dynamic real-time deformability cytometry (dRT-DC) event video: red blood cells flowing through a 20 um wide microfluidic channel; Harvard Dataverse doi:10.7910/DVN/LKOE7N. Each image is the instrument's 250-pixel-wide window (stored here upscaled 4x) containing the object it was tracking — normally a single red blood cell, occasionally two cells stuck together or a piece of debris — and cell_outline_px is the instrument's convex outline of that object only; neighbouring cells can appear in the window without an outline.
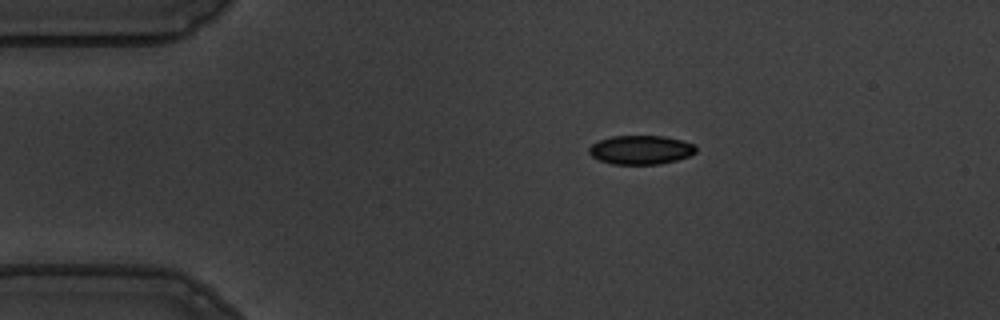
{"species": "common noctule bat (a hibernating species)", "species_latin": "Nyctalus noctula", "temperature_condition": "warm", "stored_images_in_passage": 46, "camera_frame_rate_fps": 3000, "um_per_image_px": 0.085, "animal": {"sex": "male", "body_mass_g": 19.5, "forearm_length_mm": 54.6}, "frame": {"image": 1, "passage_image": 1, "time_ms": 0.0, "image_size_px": [1000, 320], "cell_outline_px": [[696, 152], [688, 156], [676, 160], [660, 164], [612, 164], [600, 160], [592, 156], [588, 152], [588, 148], [592, 144], [600, 140], [612, 136], [664, 136], [680, 140], [692, 144], [696, 148]], "centroid_in_image_um": [54.44, 12.74], "position_along_channel_um": 30.6, "area_um2": 17.86}}
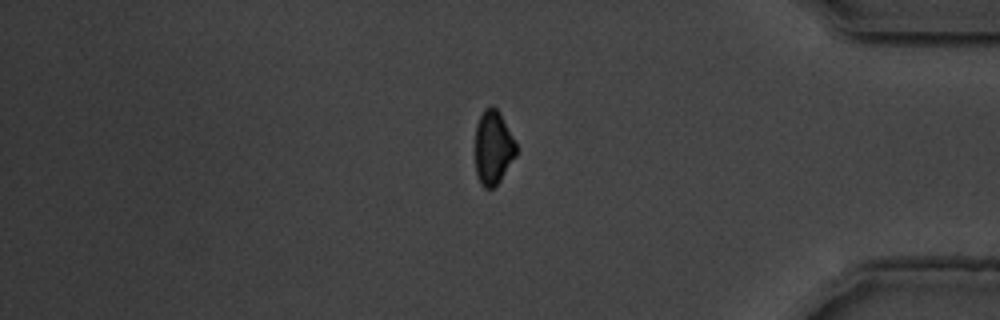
{"frame": {"image": 2, "passage_image": 37, "time_ms": 12.0, "image_size_px": [1000, 320], "cell_outline_px": [[516, 156], [500, 180], [492, 188], [484, 188], [480, 184], [476, 172], [476, 124], [484, 108], [492, 104], [500, 112], [516, 144]], "centroid_in_image_um": [41.91, 12.52], "position_along_channel_um": 393.3, "area_um2": 17.57}}
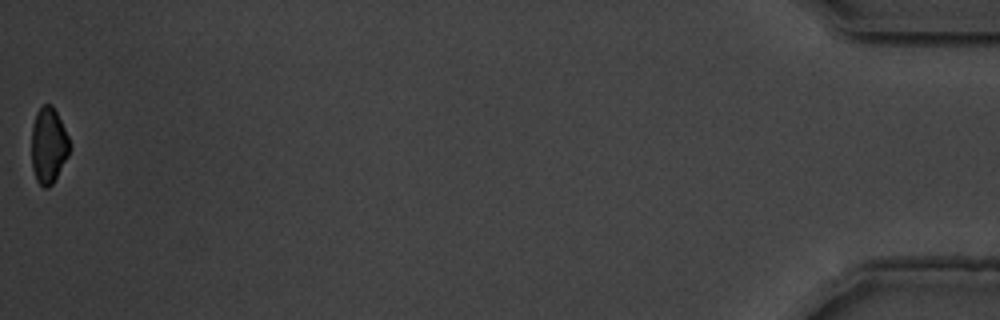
{"frame": {"image": 3, "passage_image": 46, "time_ms": 15.0, "image_size_px": [1000, 320], "cell_outline_px": [[68, 156], [52, 184], [48, 188], [44, 188], [36, 180], [32, 168], [32, 124], [36, 112], [44, 104], [52, 104], [68, 136]], "centroid_in_image_um": [4.1, 12.36], "position_along_channel_um": 431.1, "area_um2": 16.59}, "authors_computed_cell_mechanics": {"area_um2": 18.785, "velocity_mm_per_s": 3.6467, "shape_relaxation_time_tau1_ms": 2.9639, "shape_relaxation_time_tau2_ms": 2.0488, "deformation_change_tau1": 0.089, "deformation_change_tau2": 0.0484}}